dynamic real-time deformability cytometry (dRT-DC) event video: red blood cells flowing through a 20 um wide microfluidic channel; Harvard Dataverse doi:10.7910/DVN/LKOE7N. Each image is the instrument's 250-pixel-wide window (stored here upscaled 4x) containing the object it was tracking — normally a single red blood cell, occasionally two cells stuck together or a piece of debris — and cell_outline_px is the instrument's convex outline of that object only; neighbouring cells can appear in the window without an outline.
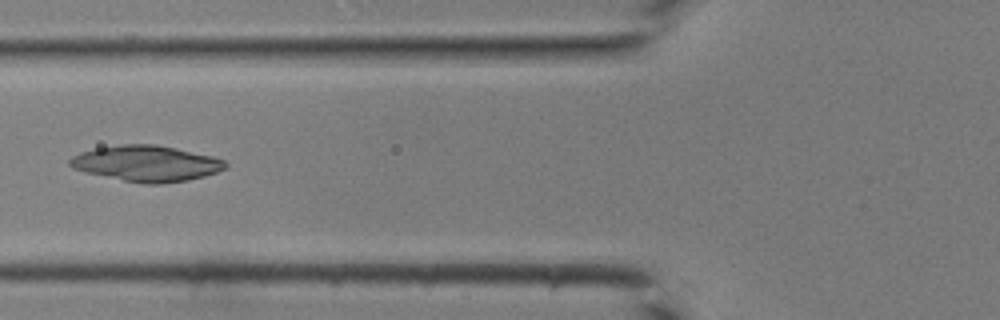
{"species": "common noctule bat (a hibernating species)", "species_latin": "Nyctalus noctula", "temperature_condition": "room temperature", "stored_images_in_passage": 39, "camera_frame_rate_fps": 3000, "um_per_image_px": 0.085, "animal": {"sex": "male", "body_mass_g": 19.0, "forearm_length_mm": 50.8}, "frame": {"image": 1, "passage_image": 15, "time_ms": 4.667, "image_size_px": [1000, 320], "cell_outline_px": [[228, 164], [224, 168], [216, 172], [204, 176], [188, 180], [160, 184], [144, 184], [124, 180], [88, 172], [72, 168], [68, 164], [68, 160], [72, 156], [80, 152], [96, 148], [120, 144], [156, 144], [176, 148], [212, 156], [224, 160]], "centroid_in_image_um": [12.44, 13.88], "position_along_channel_um": 113.4, "area_um2": 32.31}}
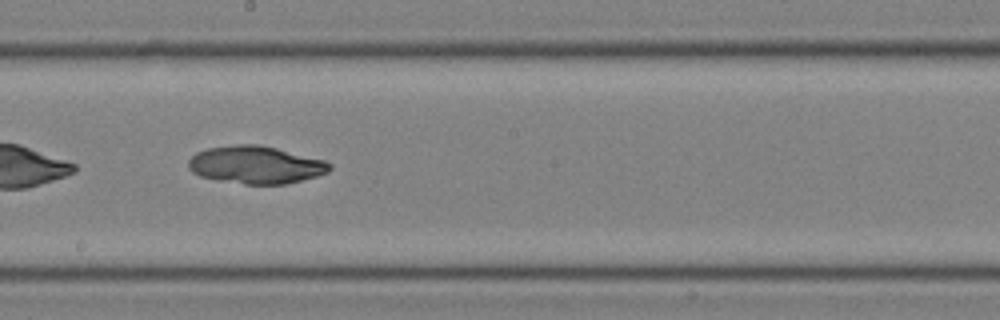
{"frame": {"image": 2, "passage_image": 22, "time_ms": 7.0, "image_size_px": [1000, 320], "cell_outline_px": [[332, 168], [328, 172], [316, 176], [284, 184], [244, 184], [220, 180], [200, 176], [192, 172], [188, 168], [188, 160], [196, 152], [208, 148], [236, 144], [260, 144], [324, 160], [332, 164]], "centroid_in_image_um": [21.72, 14.0], "position_along_channel_um": 226.5, "area_um2": 30.87}}
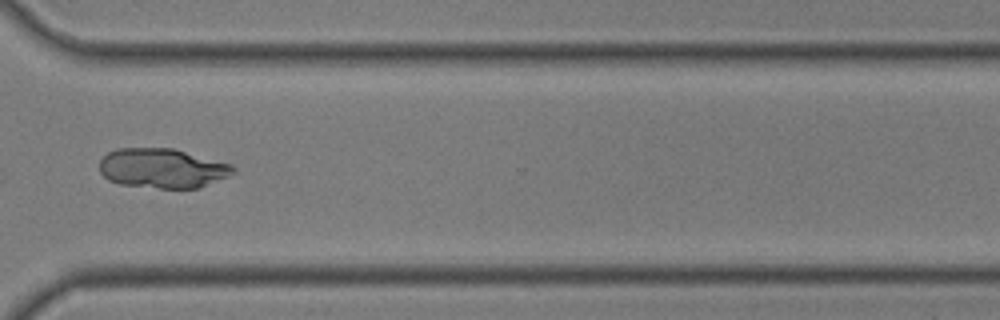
{"frame": {"image": 3, "passage_image": 30, "time_ms": 9.667, "image_size_px": [1000, 320], "cell_outline_px": [[236, 172], [228, 176], [200, 188], [160, 188], [120, 184], [108, 180], [100, 172], [100, 160], [108, 152], [116, 148], [172, 148], [232, 164], [236, 168]], "centroid_in_image_um": [13.81, 14.3], "position_along_channel_um": 356.8, "area_um2": 30.92}}